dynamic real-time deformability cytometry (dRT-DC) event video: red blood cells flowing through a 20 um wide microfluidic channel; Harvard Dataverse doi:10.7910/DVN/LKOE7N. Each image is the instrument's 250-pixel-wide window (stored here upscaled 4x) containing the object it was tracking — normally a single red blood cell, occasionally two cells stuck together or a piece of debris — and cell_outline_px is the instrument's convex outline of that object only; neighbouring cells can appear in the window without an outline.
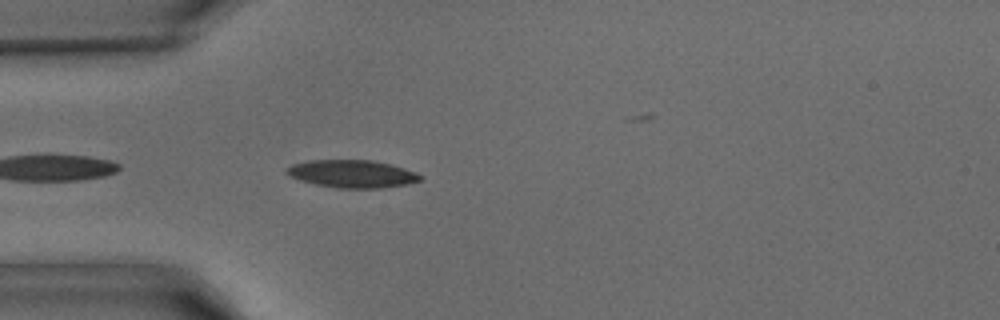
{"species": "common noctule bat (a hibernating species)", "species_latin": "Nyctalus noctula", "temperature_condition": "warm", "stored_images_in_passage": 5, "camera_frame_rate_fps": 3000, "um_per_image_px": 0.085, "animal": {"sex": "male", "body_mass_g": 15.6}, "frame": {"image": 1, "passage_image": 2, "time_ms": 0.333, "image_size_px": [1000, 320], "cell_outline_px": [[420, 180], [408, 184], [380, 188], [336, 188], [316, 184], [300, 180], [288, 176], [284, 172], [284, 168], [292, 164], [308, 160], [372, 160], [392, 164], [416, 172], [420, 176]], "centroid_in_image_um": [29.88, 14.77], "position_along_channel_um": 55.1, "area_um2": 21.68}}